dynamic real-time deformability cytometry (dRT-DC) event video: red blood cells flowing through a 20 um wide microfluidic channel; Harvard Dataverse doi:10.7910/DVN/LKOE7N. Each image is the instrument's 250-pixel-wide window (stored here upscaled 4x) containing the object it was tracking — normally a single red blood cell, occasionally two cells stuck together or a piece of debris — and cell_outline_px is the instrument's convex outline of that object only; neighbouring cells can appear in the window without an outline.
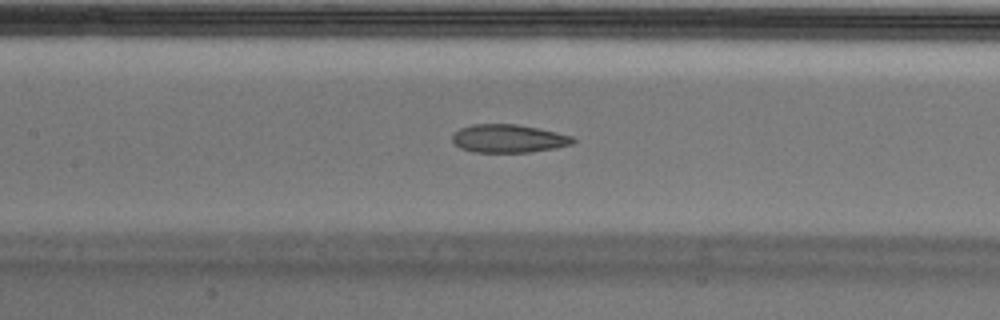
{"species": "Egyptian fruit bat (a non-hibernating species)", "species_latin": "Rousettus aegyptiacus", "temperature_condition": "cold", "stored_images_in_passage": 56, "camera_frame_rate_fps": 3000, "um_per_image_px": 0.085, "animal": {"sex": "male"}, "frame": {"image": 1, "passage_image": 25, "time_ms": 8.0, "image_size_px": [1000, 320], "cell_outline_px": [[576, 140], [572, 144], [556, 148], [528, 152], [472, 152], [460, 148], [452, 140], [452, 136], [460, 128], [472, 124], [516, 124], [540, 128], [572, 136]], "centroid_in_image_um": [43.23, 11.77], "position_along_channel_um": 164.2, "area_um2": 19.83}, "authors_computed_cell_mechanics": {"area_um2": 21.8773, "velocity_mm_per_s": 3.5227, "shape_relaxation_time_tau1_ms": null, "shape_relaxation_time_tau2_ms": 2.2907, "deformation_change_tau1": null, "deformation_change_tau2": 0.0943}}